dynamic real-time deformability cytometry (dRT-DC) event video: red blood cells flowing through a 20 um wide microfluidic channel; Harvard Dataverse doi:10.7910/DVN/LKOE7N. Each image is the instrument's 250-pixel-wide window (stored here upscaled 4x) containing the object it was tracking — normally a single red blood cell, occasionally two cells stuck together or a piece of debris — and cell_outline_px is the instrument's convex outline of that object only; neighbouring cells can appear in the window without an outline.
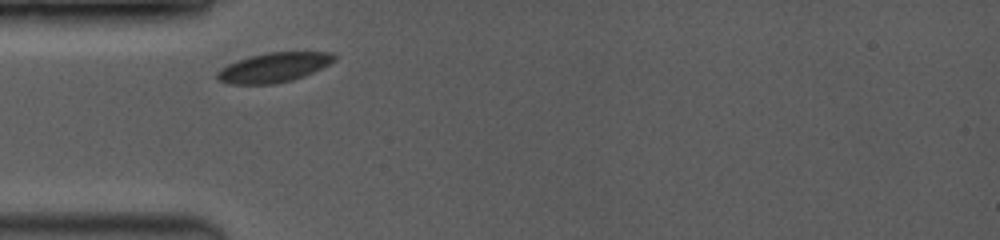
{"species": "common noctule bat (a hibernating species)", "species_latin": "Nyctalus noctula", "temperature_condition": "room temperature", "stored_images_in_passage": 3, "camera_frame_rate_fps": 3500, "um_per_image_px": 0.085, "animal": {"sex": "female", "body_mass_g": 19.0, "forearm_length_mm": 53.3}, "frame": {"image": 1, "passage_image": 1, "time_ms": 0.0, "image_size_px": [1000, 240], "cell_outline_px": [[336, 60], [304, 76], [292, 80], [272, 84], [228, 84], [220, 80], [216, 76], [216, 72], [220, 68], [228, 64], [248, 56], [268, 52], [332, 52], [336, 56]], "centroid_in_image_um": [23.25, 5.73], "position_along_channel_um": 61.8, "area_um2": 20.11}}
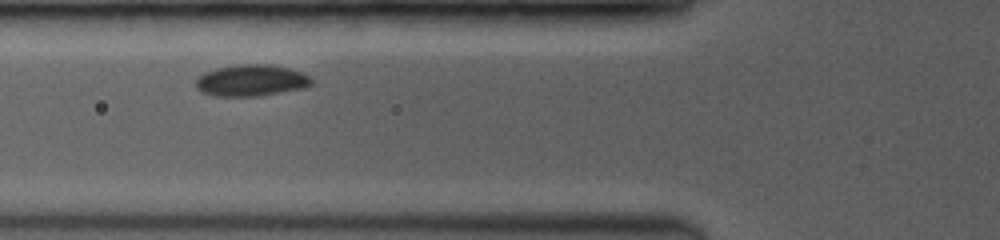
{"frame": {"image": 2, "passage_image": 2, "time_ms": 1.143, "image_size_px": [1000, 240], "cell_outline_px": [[312, 84], [304, 88], [256, 96], [212, 96], [200, 92], [196, 88], [196, 80], [204, 72], [216, 68], [240, 64], [268, 64], [288, 68], [300, 72], [308, 76], [312, 80]], "centroid_in_image_um": [21.31, 6.84], "position_along_channel_um": 104.5, "area_um2": 21.15}}
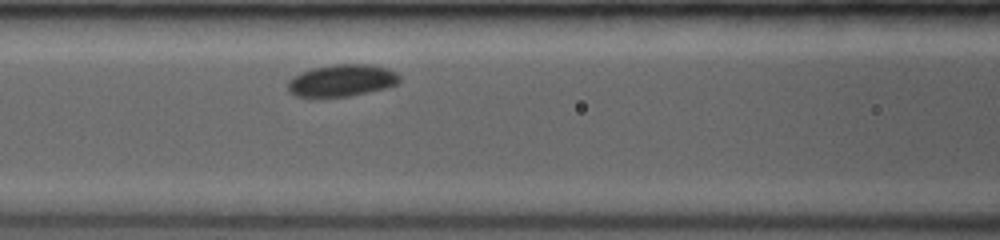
{"frame": {"image": 3, "passage_image": 3, "time_ms": 2.0, "image_size_px": [1000, 240], "cell_outline_px": [[400, 80], [396, 84], [388, 88], [348, 96], [320, 100], [292, 96], [288, 92], [288, 80], [292, 76], [300, 72], [312, 68], [332, 64], [368, 64], [388, 68], [396, 72], [400, 76]], "centroid_in_image_um": [28.98, 6.88], "position_along_channel_um": 137.6, "area_um2": 21.79}}